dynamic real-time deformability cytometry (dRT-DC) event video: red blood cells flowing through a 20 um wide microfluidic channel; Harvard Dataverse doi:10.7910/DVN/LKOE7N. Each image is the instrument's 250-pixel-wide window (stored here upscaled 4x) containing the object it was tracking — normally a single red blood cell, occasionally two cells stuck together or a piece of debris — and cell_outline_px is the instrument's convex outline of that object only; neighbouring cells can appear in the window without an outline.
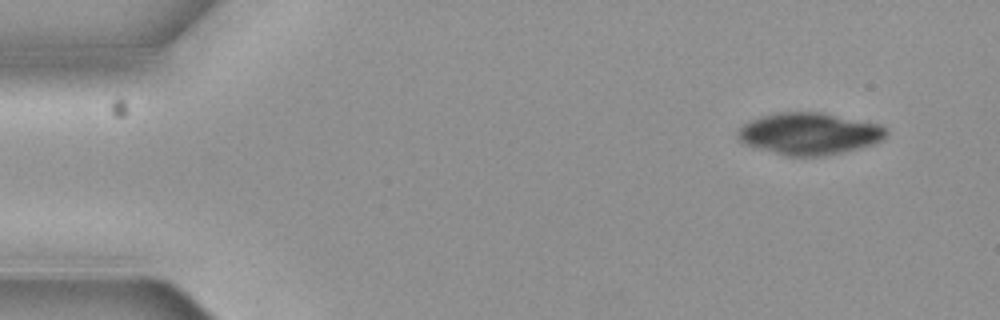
{"species": "common noctule bat (a hibernating species)", "species_latin": "Nyctalus noctula", "temperature_condition": "cold", "stored_images_in_passage": 7, "camera_frame_rate_fps": 3000, "um_per_image_px": 0.085, "animal": {"sex": "female", "body_mass_g": 19.3, "forearm_length_mm": 54.1}, "frame": {"image": 1, "passage_image": 1, "time_ms": 0.0, "image_size_px": [1000, 320], "cell_outline_px": [[888, 132], [884, 140], [876, 144], [860, 148], [824, 156], [784, 156], [744, 144], [740, 140], [740, 128], [744, 124], [752, 120], [764, 116], [780, 112], [820, 112], [880, 124], [888, 128]], "centroid_in_image_um": [68.87, 11.37], "position_along_channel_um": 16.1, "area_um2": 36.18}}
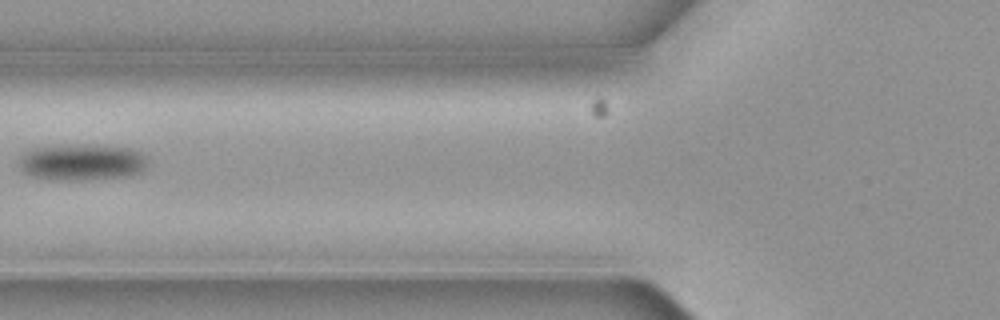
{"frame": {"image": 2, "passage_image": 6, "time_ms": 1.667, "image_size_px": [1000, 320], "cell_outline_px": [[148, 160], [144, 168], [140, 172], [128, 176], [84, 180], [68, 180], [36, 176], [24, 172], [16, 164], [20, 156], [24, 152], [32, 148], [84, 144], [88, 144], [132, 148], [148, 156]], "centroid_in_image_um": [6.99, 13.77], "position_along_channel_um": 118.8, "area_um2": 27.34}}
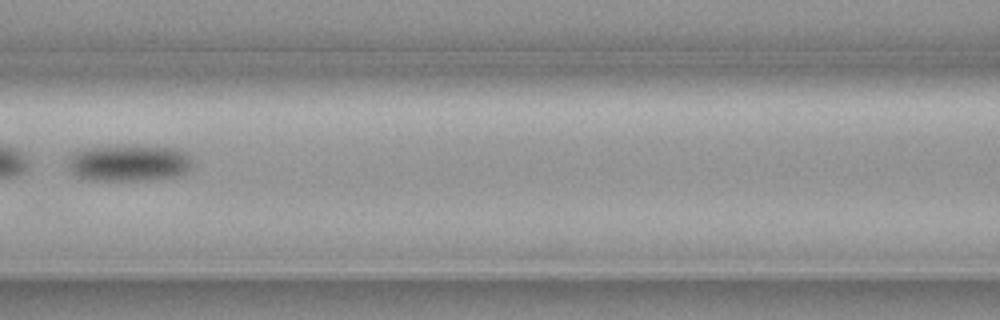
{"frame": {"image": 3, "passage_image": 7, "time_ms": 2.0, "image_size_px": [1000, 320], "cell_outline_px": [[196, 168], [180, 176], [152, 180], [96, 180], [76, 176], [68, 168], [68, 156], [72, 152], [84, 148], [108, 144], [140, 144], [176, 148], [188, 152], [196, 160]], "centroid_in_image_um": [11.07, 13.8], "position_along_channel_um": 155.5, "area_um2": 28.32}}